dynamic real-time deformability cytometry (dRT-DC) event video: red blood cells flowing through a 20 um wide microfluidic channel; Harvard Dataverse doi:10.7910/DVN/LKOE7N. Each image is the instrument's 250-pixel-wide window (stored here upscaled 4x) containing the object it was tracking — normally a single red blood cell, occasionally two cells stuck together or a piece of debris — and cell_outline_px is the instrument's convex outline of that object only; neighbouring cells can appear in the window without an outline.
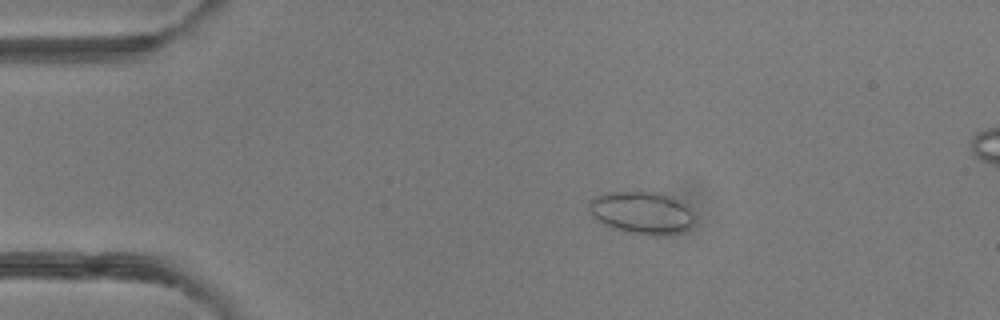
{"species": "common noctule bat (a hibernating species)", "species_latin": "Nyctalus noctula", "temperature_condition": "room temperature", "stored_images_in_passage": 49, "camera_frame_rate_fps": 3000, "um_per_image_px": 0.085, "animal": {"sex": "female"}, "frame": {"image": 1, "passage_image": 10, "time_ms": 3.0, "image_size_px": [1000, 320], "cell_outline_px": [[692, 224], [684, 232], [660, 236], [644, 236], [624, 232], [612, 228], [596, 220], [592, 216], [588, 208], [588, 200], [604, 192], [656, 192], [672, 196], [684, 204], [692, 212]], "centroid_in_image_um": [54.51, 18.1], "position_along_channel_um": 30.5, "area_um2": 26.53}}
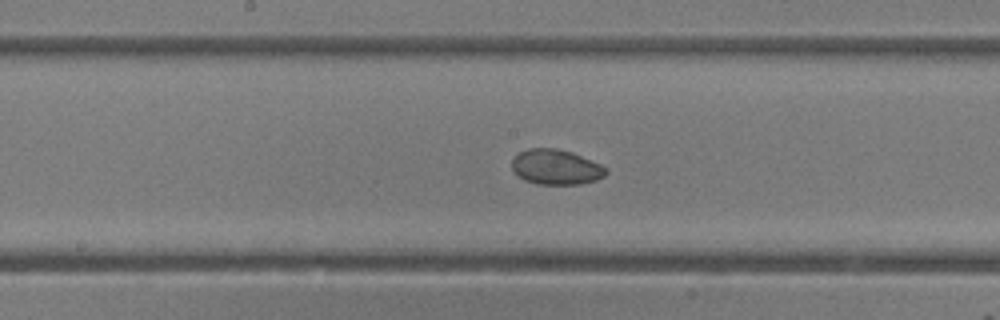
{"frame": {"image": 2, "passage_image": 26, "time_ms": 8.333, "image_size_px": [1000, 320], "cell_outline_px": [[608, 172], [604, 176], [596, 180], [580, 184], [536, 184], [524, 180], [512, 168], [512, 160], [520, 152], [528, 148], [556, 148], [572, 152], [600, 164], [608, 168]], "centroid_in_image_um": [47.28, 14.2], "position_along_channel_um": 200.9, "area_um2": 19.19}}
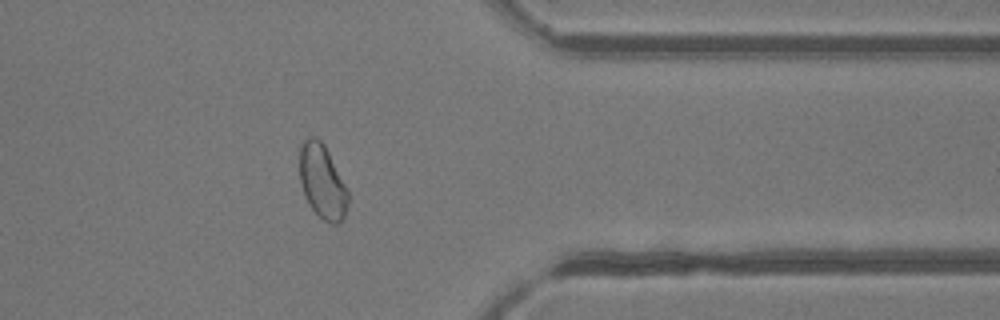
{"frame": {"image": 3, "passage_image": 40, "time_ms": 13.0, "image_size_px": [1000, 320], "cell_outline_px": [[348, 204], [344, 216], [336, 224], [332, 224], [324, 220], [312, 208], [304, 192], [300, 180], [300, 144], [308, 136], [316, 136], [324, 144], [348, 188]], "centroid_in_image_um": [27.41, 15.39], "position_along_channel_um": 384.0, "area_um2": 20.75}, "authors_computed_cell_mechanics": {"area_um2": 21.7906, "velocity_mm_per_s": 4.1973, "shape_relaxation_time_tau1_ms": null, "shape_relaxation_time_tau2_ms": 4.0301, "deformation_change_tau1": null, "deformation_change_tau2": 0.0567}}